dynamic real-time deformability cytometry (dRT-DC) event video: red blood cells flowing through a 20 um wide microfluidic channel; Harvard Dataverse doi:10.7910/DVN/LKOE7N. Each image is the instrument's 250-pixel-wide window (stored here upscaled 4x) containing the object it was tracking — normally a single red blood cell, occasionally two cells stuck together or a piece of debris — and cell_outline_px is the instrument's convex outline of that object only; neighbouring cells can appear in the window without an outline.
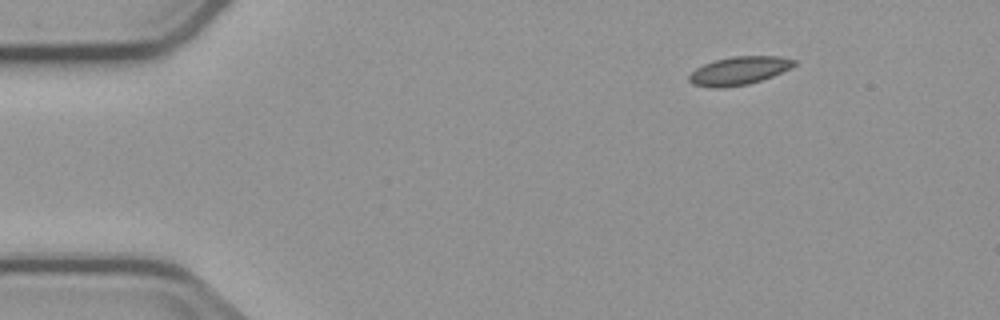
{"species": "common noctule bat (a hibernating species)", "species_latin": "Nyctalus noctula", "temperature_condition": "cold", "stored_images_in_passage": 5, "camera_frame_rate_fps": 3000, "um_per_image_px": 0.085, "animal": {"sex": "male", "body_mass_g": 23.1, "forearm_length_mm": 52.7}, "frame": {"image": 1, "passage_image": 1, "time_ms": 0.0, "image_size_px": [1000, 320], "cell_outline_px": [[796, 64], [792, 68], [772, 76], [748, 84], [724, 88], [712, 88], [692, 84], [688, 80], [688, 76], [696, 68], [704, 64], [716, 60], [732, 56], [780, 56], [796, 60]], "centroid_in_image_um": [62.82, 6.01], "position_along_channel_um": 22.2, "area_um2": 17.34}}
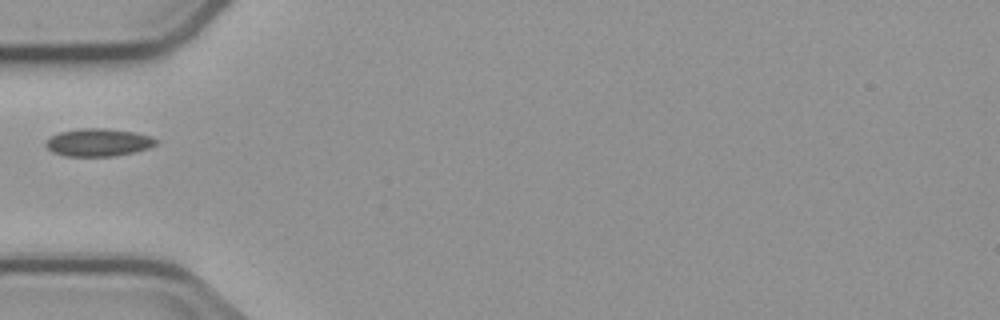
{"frame": {"image": 2, "passage_image": 4, "time_ms": 3.667, "image_size_px": [1000, 320], "cell_outline_px": [[160, 140], [156, 144], [148, 148], [116, 156], [64, 156], [52, 152], [44, 144], [44, 140], [60, 132], [80, 128], [104, 128], [136, 132], [152, 136]], "centroid_in_image_um": [8.36, 12.1], "position_along_channel_um": 76.6, "area_um2": 17.98}}
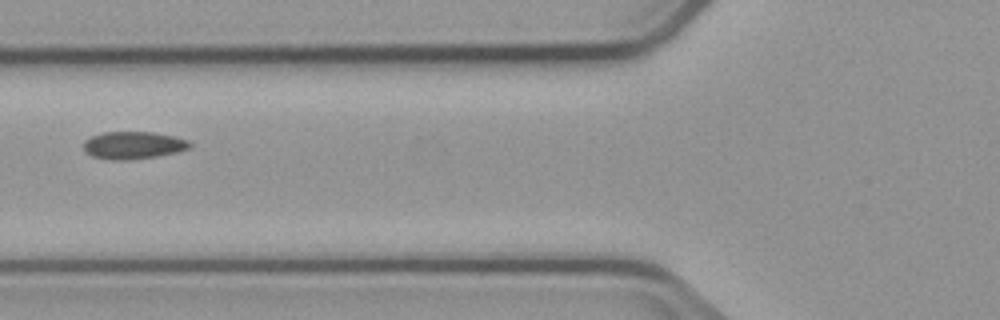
{"frame": {"image": 3, "passage_image": 5, "time_ms": 4.667, "image_size_px": [1000, 320], "cell_outline_px": [[192, 148], [176, 152], [156, 156], [128, 160], [112, 160], [92, 156], [84, 152], [84, 140], [92, 136], [104, 132], [152, 132], [172, 136], [188, 140], [192, 144]], "centroid_in_image_um": [11.32, 12.35], "position_along_channel_um": 114.5, "area_um2": 16.99}}